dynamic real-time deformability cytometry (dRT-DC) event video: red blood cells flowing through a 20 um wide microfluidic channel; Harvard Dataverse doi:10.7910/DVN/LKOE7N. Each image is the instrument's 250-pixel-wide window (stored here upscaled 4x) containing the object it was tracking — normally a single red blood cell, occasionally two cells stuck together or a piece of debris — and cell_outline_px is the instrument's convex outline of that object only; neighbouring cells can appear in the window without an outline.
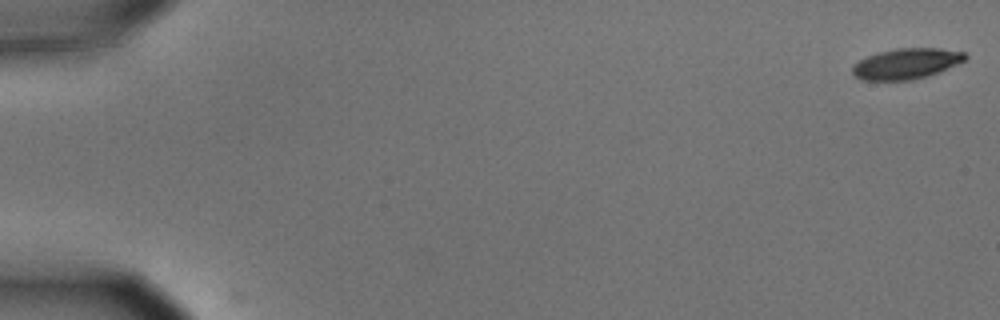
{"species": "common noctule bat (a hibernating species)", "species_latin": "Nyctalus noctula", "temperature_condition": "cold", "stored_images_in_passage": 8, "camera_frame_rate_fps": 3000, "um_per_image_px": 0.085, "animal": {"sex": "male", "body_mass_g": 15.6}, "frame": {"image": 1, "passage_image": 1, "time_ms": 0.0, "image_size_px": [1000, 320], "cell_outline_px": [[968, 56], [964, 60], [956, 64], [928, 76], [912, 80], [860, 80], [852, 72], [852, 68], [860, 60], [868, 56], [880, 52], [896, 48], [940, 48], [964, 52]], "centroid_in_image_um": [77.04, 5.41], "position_along_channel_um": 8.0, "area_um2": 19.88}}
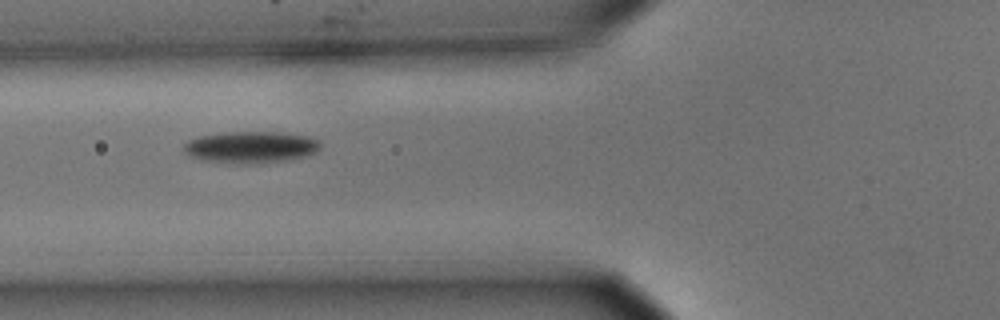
{"frame": {"image": 2, "passage_image": 7, "time_ms": 2.0, "image_size_px": [1000, 320], "cell_outline_px": [[320, 148], [316, 152], [304, 156], [288, 160], [240, 164], [204, 160], [188, 156], [184, 152], [184, 144], [188, 140], [200, 136], [228, 132], [272, 132], [308, 136], [316, 140], [320, 144]], "centroid_in_image_um": [21.28, 12.51], "position_along_channel_um": 104.5, "area_um2": 24.91}}
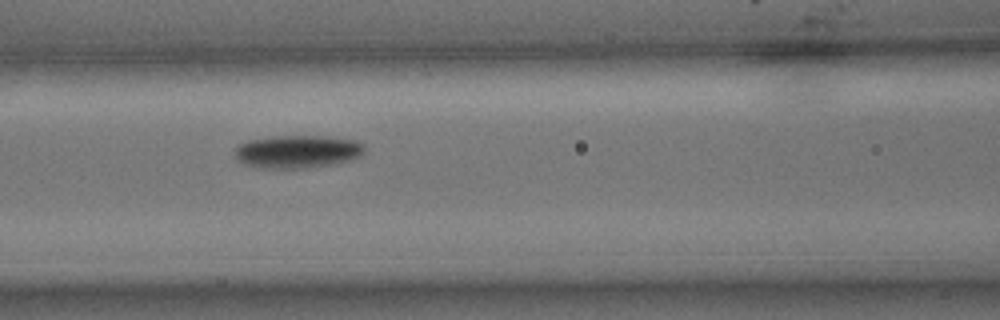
{"frame": {"image": 3, "passage_image": 8, "time_ms": 2.333, "image_size_px": [1000, 320], "cell_outline_px": [[364, 152], [360, 156], [352, 160], [336, 164], [312, 168], [256, 168], [244, 164], [236, 160], [236, 148], [240, 144], [248, 140], [276, 136], [324, 136], [356, 140], [364, 144]], "centroid_in_image_um": [25.31, 12.9], "position_along_channel_um": 141.3, "area_um2": 25.2}}